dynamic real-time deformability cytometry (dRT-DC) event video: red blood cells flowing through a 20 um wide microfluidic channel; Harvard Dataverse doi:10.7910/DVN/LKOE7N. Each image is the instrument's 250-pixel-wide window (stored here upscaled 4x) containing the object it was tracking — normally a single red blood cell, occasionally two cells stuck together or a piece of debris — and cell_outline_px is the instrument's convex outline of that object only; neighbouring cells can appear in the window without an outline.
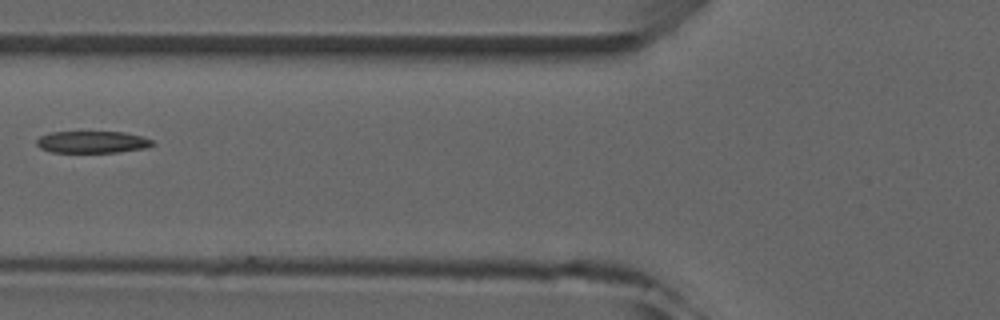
{"species": "common noctule bat (a hibernating species)", "species_latin": "Nyctalus noctula", "temperature_condition": "room temperature", "stored_images_in_passage": 7, "camera_frame_rate_fps": 3000, "um_per_image_px": 0.085, "animal": {"sex": "male", "forearm_length_mm": 52.5}, "frame": {"image": 1, "passage_image": 7, "time_ms": 8.0, "image_size_px": [1000, 320], "cell_outline_px": [[156, 144], [148, 148], [116, 152], [52, 152], [40, 148], [36, 144], [36, 140], [40, 136], [52, 132], [124, 132], [140, 136], [152, 140]], "centroid_in_image_um": [7.86, 12.07], "position_along_channel_um": 117.9, "area_um2": 14.8}}